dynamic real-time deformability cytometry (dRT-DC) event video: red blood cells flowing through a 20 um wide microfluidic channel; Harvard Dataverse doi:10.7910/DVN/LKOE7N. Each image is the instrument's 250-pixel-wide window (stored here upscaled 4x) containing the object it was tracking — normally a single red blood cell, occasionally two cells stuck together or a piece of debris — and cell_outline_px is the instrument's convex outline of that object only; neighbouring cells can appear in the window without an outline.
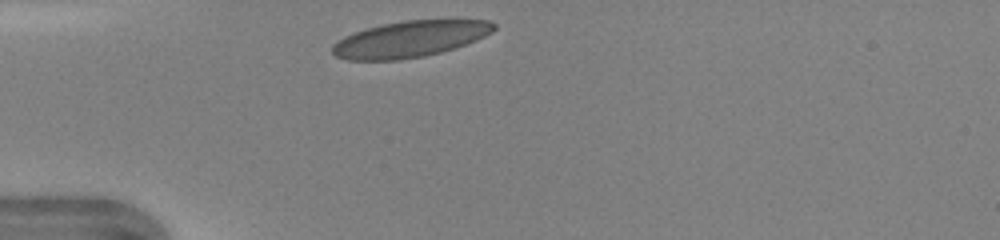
{"species": "human", "species_latin": "Homo sapiens", "temperature_condition": "warm", "stored_images_in_passage": 27, "camera_frame_rate_fps": 3000, "um_per_image_px": 0.085, "donor": {"sex": "female"}, "frame": {"image": 1, "passage_image": 1, "time_ms": 0.0, "image_size_px": [1000, 240], "cell_outline_px": [[496, 28], [492, 32], [476, 40], [440, 52], [424, 56], [400, 60], [348, 60], [336, 56], [332, 52], [332, 44], [336, 40], [344, 36], [364, 28], [404, 20], [488, 20], [496, 24]], "centroid_in_image_um": [34.8, 3.32], "position_along_channel_um": 50.2, "area_um2": 34.04}}
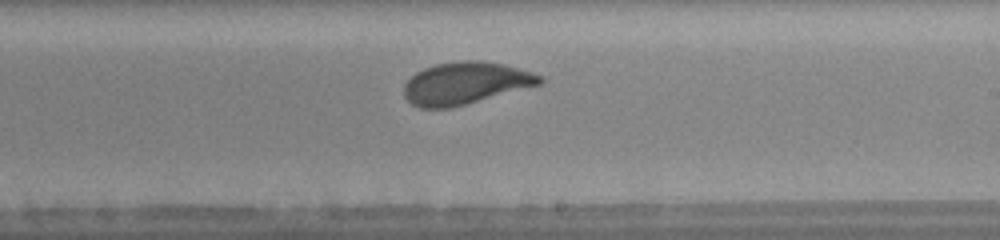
{"frame": {"image": 2, "passage_image": 16, "time_ms": 5.0, "image_size_px": [1000, 240], "cell_outline_px": [[544, 80], [540, 84], [464, 104], [448, 108], [420, 108], [412, 104], [404, 96], [404, 84], [416, 72], [424, 68], [436, 64], [464, 60], [480, 60], [504, 64], [544, 76]], "centroid_in_image_um": [39.54, 7.06], "position_along_channel_um": 249.5, "area_um2": 33.0}, "authors_computed_cell_mechanics": {"area_um2": 33.4662, "velocity_mm_per_s": 4.3291, "shape_relaxation_time_tau1_ms": 3.8159, "shape_relaxation_time_tau2_ms": null, "deformation_change_tau1": 0.1425, "deformation_change_tau2": null}}